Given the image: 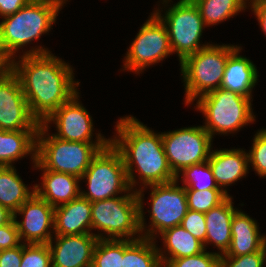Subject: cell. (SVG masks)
Listing matches in <instances>:
<instances>
[{
    "mask_svg": "<svg viewBox=\"0 0 266 267\" xmlns=\"http://www.w3.org/2000/svg\"><path fill=\"white\" fill-rule=\"evenodd\" d=\"M36 47L24 51L18 61L13 59L11 70L20 80L32 115L42 124L79 91L80 82L74 80L71 65L48 48Z\"/></svg>",
    "mask_w": 266,
    "mask_h": 267,
    "instance_id": "cell-1",
    "label": "cell"
},
{
    "mask_svg": "<svg viewBox=\"0 0 266 267\" xmlns=\"http://www.w3.org/2000/svg\"><path fill=\"white\" fill-rule=\"evenodd\" d=\"M116 133L110 142L122 156L128 182L133 191H137L134 188L137 184L134 171L139 175L142 188L176 180L164 152L161 133H155L132 115L124 116L117 121Z\"/></svg>",
    "mask_w": 266,
    "mask_h": 267,
    "instance_id": "cell-2",
    "label": "cell"
},
{
    "mask_svg": "<svg viewBox=\"0 0 266 267\" xmlns=\"http://www.w3.org/2000/svg\"><path fill=\"white\" fill-rule=\"evenodd\" d=\"M64 3L29 1L16 13L3 17L0 22V51L12 61L16 52L42 34H47L56 22Z\"/></svg>",
    "mask_w": 266,
    "mask_h": 267,
    "instance_id": "cell-3",
    "label": "cell"
},
{
    "mask_svg": "<svg viewBox=\"0 0 266 267\" xmlns=\"http://www.w3.org/2000/svg\"><path fill=\"white\" fill-rule=\"evenodd\" d=\"M49 128L40 124L37 132L36 163L33 167L39 170H52L81 178L93 157L109 144L64 141L53 133L49 134Z\"/></svg>",
    "mask_w": 266,
    "mask_h": 267,
    "instance_id": "cell-4",
    "label": "cell"
},
{
    "mask_svg": "<svg viewBox=\"0 0 266 267\" xmlns=\"http://www.w3.org/2000/svg\"><path fill=\"white\" fill-rule=\"evenodd\" d=\"M237 47L210 44L180 63L186 105L221 87L227 59Z\"/></svg>",
    "mask_w": 266,
    "mask_h": 267,
    "instance_id": "cell-5",
    "label": "cell"
},
{
    "mask_svg": "<svg viewBox=\"0 0 266 267\" xmlns=\"http://www.w3.org/2000/svg\"><path fill=\"white\" fill-rule=\"evenodd\" d=\"M251 99L218 88L197 99L195 109L205 116L206 122L202 126L214 138L215 133H235L245 125L254 123L256 115L253 114Z\"/></svg>",
    "mask_w": 266,
    "mask_h": 267,
    "instance_id": "cell-6",
    "label": "cell"
},
{
    "mask_svg": "<svg viewBox=\"0 0 266 267\" xmlns=\"http://www.w3.org/2000/svg\"><path fill=\"white\" fill-rule=\"evenodd\" d=\"M91 218L92 230L104 232L94 234L98 239L136 240L142 237L140 204L137 192L132 189L127 194L91 203Z\"/></svg>",
    "mask_w": 266,
    "mask_h": 267,
    "instance_id": "cell-7",
    "label": "cell"
},
{
    "mask_svg": "<svg viewBox=\"0 0 266 267\" xmlns=\"http://www.w3.org/2000/svg\"><path fill=\"white\" fill-rule=\"evenodd\" d=\"M175 180L166 184L148 186L150 192V225L146 229L143 192L145 188L137 189L140 204V229L141 236L155 240L156 236L163 231L177 225H181L182 219L188 211L186 190L184 186H179ZM144 232V233H143ZM158 233V234H157Z\"/></svg>",
    "mask_w": 266,
    "mask_h": 267,
    "instance_id": "cell-8",
    "label": "cell"
},
{
    "mask_svg": "<svg viewBox=\"0 0 266 267\" xmlns=\"http://www.w3.org/2000/svg\"><path fill=\"white\" fill-rule=\"evenodd\" d=\"M80 179L88 186V192L82 190L80 195L91 203L131 190L122 156L111 142L93 157Z\"/></svg>",
    "mask_w": 266,
    "mask_h": 267,
    "instance_id": "cell-9",
    "label": "cell"
},
{
    "mask_svg": "<svg viewBox=\"0 0 266 267\" xmlns=\"http://www.w3.org/2000/svg\"><path fill=\"white\" fill-rule=\"evenodd\" d=\"M170 6L163 16L161 13L163 10L157 9L153 12L167 28L172 53H177L181 63L187 56L210 44L201 45L200 43L206 26L193 0H179Z\"/></svg>",
    "mask_w": 266,
    "mask_h": 267,
    "instance_id": "cell-10",
    "label": "cell"
},
{
    "mask_svg": "<svg viewBox=\"0 0 266 267\" xmlns=\"http://www.w3.org/2000/svg\"><path fill=\"white\" fill-rule=\"evenodd\" d=\"M162 144L168 164L178 175L184 168L208 160L213 138L203 126L162 132Z\"/></svg>",
    "mask_w": 266,
    "mask_h": 267,
    "instance_id": "cell-11",
    "label": "cell"
},
{
    "mask_svg": "<svg viewBox=\"0 0 266 267\" xmlns=\"http://www.w3.org/2000/svg\"><path fill=\"white\" fill-rule=\"evenodd\" d=\"M150 15L125 54L123 70L139 74L173 54L167 28L154 12Z\"/></svg>",
    "mask_w": 266,
    "mask_h": 267,
    "instance_id": "cell-12",
    "label": "cell"
},
{
    "mask_svg": "<svg viewBox=\"0 0 266 267\" xmlns=\"http://www.w3.org/2000/svg\"><path fill=\"white\" fill-rule=\"evenodd\" d=\"M39 126L30 111L19 78L10 69L0 78V129L38 131Z\"/></svg>",
    "mask_w": 266,
    "mask_h": 267,
    "instance_id": "cell-13",
    "label": "cell"
},
{
    "mask_svg": "<svg viewBox=\"0 0 266 267\" xmlns=\"http://www.w3.org/2000/svg\"><path fill=\"white\" fill-rule=\"evenodd\" d=\"M79 94L77 92L68 102L52 113L42 125L48 126L52 122L55 123L57 133L53 135L64 141L110 143L111 139L105 138L101 133H98L96 140L93 141L92 116L80 103Z\"/></svg>",
    "mask_w": 266,
    "mask_h": 267,
    "instance_id": "cell-14",
    "label": "cell"
},
{
    "mask_svg": "<svg viewBox=\"0 0 266 267\" xmlns=\"http://www.w3.org/2000/svg\"><path fill=\"white\" fill-rule=\"evenodd\" d=\"M54 210L55 207L39 198L35 193L24 202L14 213V221L21 242L24 244H48L53 238L51 233L54 232ZM17 214L23 216L21 221L17 220Z\"/></svg>",
    "mask_w": 266,
    "mask_h": 267,
    "instance_id": "cell-15",
    "label": "cell"
},
{
    "mask_svg": "<svg viewBox=\"0 0 266 267\" xmlns=\"http://www.w3.org/2000/svg\"><path fill=\"white\" fill-rule=\"evenodd\" d=\"M94 234L53 235L55 238L48 243L52 266L91 267L94 248L98 241ZM54 240L56 241L53 242Z\"/></svg>",
    "mask_w": 266,
    "mask_h": 267,
    "instance_id": "cell-16",
    "label": "cell"
},
{
    "mask_svg": "<svg viewBox=\"0 0 266 267\" xmlns=\"http://www.w3.org/2000/svg\"><path fill=\"white\" fill-rule=\"evenodd\" d=\"M216 185L228 196L227 186L246 177L249 172L247 152L242 149L212 150L208 158Z\"/></svg>",
    "mask_w": 266,
    "mask_h": 267,
    "instance_id": "cell-17",
    "label": "cell"
},
{
    "mask_svg": "<svg viewBox=\"0 0 266 267\" xmlns=\"http://www.w3.org/2000/svg\"><path fill=\"white\" fill-rule=\"evenodd\" d=\"M91 202L81 195L55 207L54 235L92 233Z\"/></svg>",
    "mask_w": 266,
    "mask_h": 267,
    "instance_id": "cell-18",
    "label": "cell"
},
{
    "mask_svg": "<svg viewBox=\"0 0 266 267\" xmlns=\"http://www.w3.org/2000/svg\"><path fill=\"white\" fill-rule=\"evenodd\" d=\"M231 243L227 252L220 256L238 257L260 251L266 245L265 234H259V226L253 218L237 210L231 222Z\"/></svg>",
    "mask_w": 266,
    "mask_h": 267,
    "instance_id": "cell-19",
    "label": "cell"
},
{
    "mask_svg": "<svg viewBox=\"0 0 266 267\" xmlns=\"http://www.w3.org/2000/svg\"><path fill=\"white\" fill-rule=\"evenodd\" d=\"M42 182L34 185L35 194L47 201L51 206L57 207L68 203L80 196L81 179L67 173L55 172L52 170H41Z\"/></svg>",
    "mask_w": 266,
    "mask_h": 267,
    "instance_id": "cell-20",
    "label": "cell"
},
{
    "mask_svg": "<svg viewBox=\"0 0 266 267\" xmlns=\"http://www.w3.org/2000/svg\"><path fill=\"white\" fill-rule=\"evenodd\" d=\"M241 49L242 47L238 46L229 55L220 88L252 98V90L259 75L255 64L250 59L239 55Z\"/></svg>",
    "mask_w": 266,
    "mask_h": 267,
    "instance_id": "cell-21",
    "label": "cell"
},
{
    "mask_svg": "<svg viewBox=\"0 0 266 267\" xmlns=\"http://www.w3.org/2000/svg\"><path fill=\"white\" fill-rule=\"evenodd\" d=\"M237 210L229 195L221 204L205 213L206 238L203 244L205 250L207 245L213 244L212 246L220 250L217 252L219 255L227 252L232 237L231 222Z\"/></svg>",
    "mask_w": 266,
    "mask_h": 267,
    "instance_id": "cell-22",
    "label": "cell"
},
{
    "mask_svg": "<svg viewBox=\"0 0 266 267\" xmlns=\"http://www.w3.org/2000/svg\"><path fill=\"white\" fill-rule=\"evenodd\" d=\"M38 131H4L0 129V166H13L20 158L31 156L36 163Z\"/></svg>",
    "mask_w": 266,
    "mask_h": 267,
    "instance_id": "cell-23",
    "label": "cell"
},
{
    "mask_svg": "<svg viewBox=\"0 0 266 267\" xmlns=\"http://www.w3.org/2000/svg\"><path fill=\"white\" fill-rule=\"evenodd\" d=\"M160 235L164 244V250L158 248V246L157 249L163 267L171 259L193 256L205 250L203 243L196 239L189 231L185 230L182 225L169 228L160 233Z\"/></svg>",
    "mask_w": 266,
    "mask_h": 267,
    "instance_id": "cell-24",
    "label": "cell"
},
{
    "mask_svg": "<svg viewBox=\"0 0 266 267\" xmlns=\"http://www.w3.org/2000/svg\"><path fill=\"white\" fill-rule=\"evenodd\" d=\"M31 190V191H30ZM17 174L15 166H0V205L15 213L34 193Z\"/></svg>",
    "mask_w": 266,
    "mask_h": 267,
    "instance_id": "cell-25",
    "label": "cell"
},
{
    "mask_svg": "<svg viewBox=\"0 0 266 267\" xmlns=\"http://www.w3.org/2000/svg\"><path fill=\"white\" fill-rule=\"evenodd\" d=\"M156 242L141 237L136 240H123L122 267H163Z\"/></svg>",
    "mask_w": 266,
    "mask_h": 267,
    "instance_id": "cell-26",
    "label": "cell"
},
{
    "mask_svg": "<svg viewBox=\"0 0 266 267\" xmlns=\"http://www.w3.org/2000/svg\"><path fill=\"white\" fill-rule=\"evenodd\" d=\"M247 1V2H246ZM249 0H193L205 26L217 25L246 10Z\"/></svg>",
    "mask_w": 266,
    "mask_h": 267,
    "instance_id": "cell-27",
    "label": "cell"
},
{
    "mask_svg": "<svg viewBox=\"0 0 266 267\" xmlns=\"http://www.w3.org/2000/svg\"><path fill=\"white\" fill-rule=\"evenodd\" d=\"M179 177L182 179V183L184 184L183 186L185 187V189H220L216 185L208 160L184 168L182 171H180V173H178V175H176L177 182L179 181Z\"/></svg>",
    "mask_w": 266,
    "mask_h": 267,
    "instance_id": "cell-28",
    "label": "cell"
},
{
    "mask_svg": "<svg viewBox=\"0 0 266 267\" xmlns=\"http://www.w3.org/2000/svg\"><path fill=\"white\" fill-rule=\"evenodd\" d=\"M123 240L98 239L91 267H122Z\"/></svg>",
    "mask_w": 266,
    "mask_h": 267,
    "instance_id": "cell-29",
    "label": "cell"
},
{
    "mask_svg": "<svg viewBox=\"0 0 266 267\" xmlns=\"http://www.w3.org/2000/svg\"><path fill=\"white\" fill-rule=\"evenodd\" d=\"M188 209L207 213L221 204L228 195L221 189H185Z\"/></svg>",
    "mask_w": 266,
    "mask_h": 267,
    "instance_id": "cell-30",
    "label": "cell"
},
{
    "mask_svg": "<svg viewBox=\"0 0 266 267\" xmlns=\"http://www.w3.org/2000/svg\"><path fill=\"white\" fill-rule=\"evenodd\" d=\"M51 265V252L48 244L22 243L20 267H50Z\"/></svg>",
    "mask_w": 266,
    "mask_h": 267,
    "instance_id": "cell-31",
    "label": "cell"
},
{
    "mask_svg": "<svg viewBox=\"0 0 266 267\" xmlns=\"http://www.w3.org/2000/svg\"><path fill=\"white\" fill-rule=\"evenodd\" d=\"M247 155L249 165L258 176L266 177V129H261L254 135L251 150Z\"/></svg>",
    "mask_w": 266,
    "mask_h": 267,
    "instance_id": "cell-32",
    "label": "cell"
},
{
    "mask_svg": "<svg viewBox=\"0 0 266 267\" xmlns=\"http://www.w3.org/2000/svg\"><path fill=\"white\" fill-rule=\"evenodd\" d=\"M219 260L218 253L206 249L193 256L171 259L164 267H219Z\"/></svg>",
    "mask_w": 266,
    "mask_h": 267,
    "instance_id": "cell-33",
    "label": "cell"
},
{
    "mask_svg": "<svg viewBox=\"0 0 266 267\" xmlns=\"http://www.w3.org/2000/svg\"><path fill=\"white\" fill-rule=\"evenodd\" d=\"M266 263V245L255 253L238 257L220 256L219 267H264Z\"/></svg>",
    "mask_w": 266,
    "mask_h": 267,
    "instance_id": "cell-34",
    "label": "cell"
},
{
    "mask_svg": "<svg viewBox=\"0 0 266 267\" xmlns=\"http://www.w3.org/2000/svg\"><path fill=\"white\" fill-rule=\"evenodd\" d=\"M205 223V213L188 209L182 219L181 225L185 230L189 231L196 239L204 244L206 238Z\"/></svg>",
    "mask_w": 266,
    "mask_h": 267,
    "instance_id": "cell-35",
    "label": "cell"
},
{
    "mask_svg": "<svg viewBox=\"0 0 266 267\" xmlns=\"http://www.w3.org/2000/svg\"><path fill=\"white\" fill-rule=\"evenodd\" d=\"M21 243L14 219L0 227V250L14 248Z\"/></svg>",
    "mask_w": 266,
    "mask_h": 267,
    "instance_id": "cell-36",
    "label": "cell"
},
{
    "mask_svg": "<svg viewBox=\"0 0 266 267\" xmlns=\"http://www.w3.org/2000/svg\"><path fill=\"white\" fill-rule=\"evenodd\" d=\"M22 243L14 248L0 250V267H20Z\"/></svg>",
    "mask_w": 266,
    "mask_h": 267,
    "instance_id": "cell-37",
    "label": "cell"
},
{
    "mask_svg": "<svg viewBox=\"0 0 266 267\" xmlns=\"http://www.w3.org/2000/svg\"><path fill=\"white\" fill-rule=\"evenodd\" d=\"M250 9L257 17L258 23L262 28V31L266 35V0H250Z\"/></svg>",
    "mask_w": 266,
    "mask_h": 267,
    "instance_id": "cell-38",
    "label": "cell"
},
{
    "mask_svg": "<svg viewBox=\"0 0 266 267\" xmlns=\"http://www.w3.org/2000/svg\"><path fill=\"white\" fill-rule=\"evenodd\" d=\"M29 0H0V16L6 17L19 11Z\"/></svg>",
    "mask_w": 266,
    "mask_h": 267,
    "instance_id": "cell-39",
    "label": "cell"
},
{
    "mask_svg": "<svg viewBox=\"0 0 266 267\" xmlns=\"http://www.w3.org/2000/svg\"><path fill=\"white\" fill-rule=\"evenodd\" d=\"M13 219L14 213L0 205V227L10 223Z\"/></svg>",
    "mask_w": 266,
    "mask_h": 267,
    "instance_id": "cell-40",
    "label": "cell"
},
{
    "mask_svg": "<svg viewBox=\"0 0 266 267\" xmlns=\"http://www.w3.org/2000/svg\"><path fill=\"white\" fill-rule=\"evenodd\" d=\"M11 69V61L0 51V78Z\"/></svg>",
    "mask_w": 266,
    "mask_h": 267,
    "instance_id": "cell-41",
    "label": "cell"
},
{
    "mask_svg": "<svg viewBox=\"0 0 266 267\" xmlns=\"http://www.w3.org/2000/svg\"><path fill=\"white\" fill-rule=\"evenodd\" d=\"M29 1H33V2H49V3H65L68 0H29Z\"/></svg>",
    "mask_w": 266,
    "mask_h": 267,
    "instance_id": "cell-42",
    "label": "cell"
},
{
    "mask_svg": "<svg viewBox=\"0 0 266 267\" xmlns=\"http://www.w3.org/2000/svg\"><path fill=\"white\" fill-rule=\"evenodd\" d=\"M170 1H171V0H163V3H162V4L166 6V5H168V2H170ZM164 3H165V4H164Z\"/></svg>",
    "mask_w": 266,
    "mask_h": 267,
    "instance_id": "cell-43",
    "label": "cell"
}]
</instances>
